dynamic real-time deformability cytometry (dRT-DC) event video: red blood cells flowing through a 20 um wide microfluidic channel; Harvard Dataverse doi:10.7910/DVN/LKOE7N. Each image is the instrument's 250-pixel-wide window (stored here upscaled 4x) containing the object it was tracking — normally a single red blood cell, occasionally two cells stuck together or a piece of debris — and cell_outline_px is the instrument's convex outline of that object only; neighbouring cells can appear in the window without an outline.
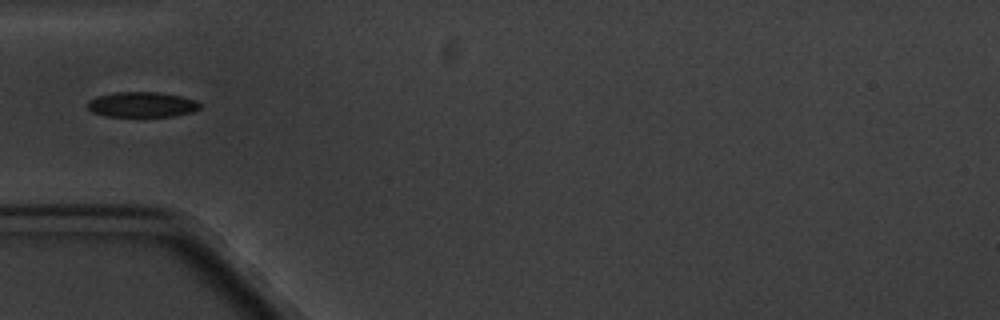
{"species": "common noctule bat (a hibernating species)", "species_latin": "Nyctalus noctula", "temperature_condition": "cold", "stored_images_in_passage": 8, "camera_frame_rate_fps": 3000, "um_per_image_px": 0.085, "animal": {"sex": "male", "body_mass_g": 20.1, "forearm_length_mm": 53.5}, "frame": {"image": 1, "passage_image": 5, "time_ms": 5.0, "image_size_px": [1000, 320], "cell_outline_px": [[200, 108], [192, 112], [176, 116], [108, 116], [92, 112], [88, 108], [88, 100], [96, 96], [116, 92], [156, 92], [180, 96], [196, 100], [200, 104]], "centroid_in_image_um": [12.06, 8.88], "position_along_channel_um": 72.9, "area_um2": 16.47}}